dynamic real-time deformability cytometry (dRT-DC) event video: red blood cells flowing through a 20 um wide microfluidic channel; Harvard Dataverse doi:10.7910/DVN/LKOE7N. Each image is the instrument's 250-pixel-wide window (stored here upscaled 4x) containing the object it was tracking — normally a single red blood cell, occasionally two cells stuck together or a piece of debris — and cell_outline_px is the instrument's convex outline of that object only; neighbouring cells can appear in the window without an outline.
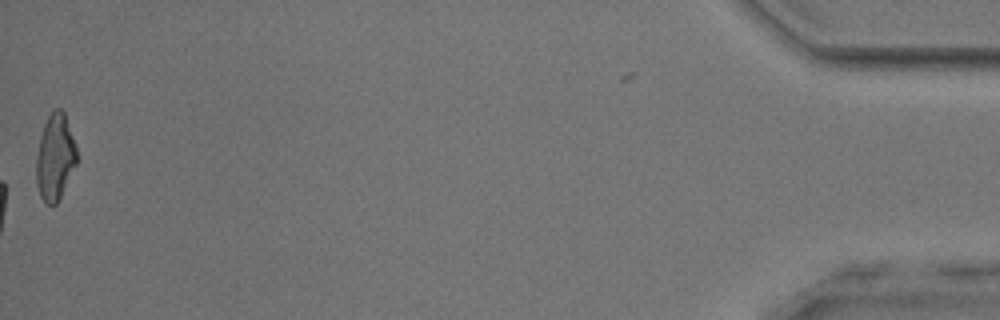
{"species": "common noctule bat (a hibernating species)", "species_latin": "Nyctalus noctula", "temperature_condition": "room temperature", "stored_images_in_passage": 54, "camera_frame_rate_fps": 3000, "um_per_image_px": 0.085, "animal": {"sex": "male", "body_mass_g": 17.9, "forearm_length_mm": 54.2}, "frame": {"image": 1, "passage_image": 54, "time_ms": 17.667, "image_size_px": [1000, 320], "cell_outline_px": [[76, 164], [56, 204], [48, 204], [40, 196], [36, 184], [36, 156], [40, 136], [44, 124], [48, 116], [56, 108], [60, 108], [64, 112], [76, 144]], "centroid_in_image_um": [4.67, 13.33], "position_along_channel_um": 430.5, "area_um2": 20.11}, "authors_computed_cell_mechanics": {"area_um2": 21.386, "velocity_mm_per_s": 3.9362, "shape_relaxation_time_tau1_ms": 6.0748, "shape_relaxation_time_tau2_ms": 2.2824, "deformation_change_tau1": 0.1811, "deformation_change_tau2": 0.0806}}